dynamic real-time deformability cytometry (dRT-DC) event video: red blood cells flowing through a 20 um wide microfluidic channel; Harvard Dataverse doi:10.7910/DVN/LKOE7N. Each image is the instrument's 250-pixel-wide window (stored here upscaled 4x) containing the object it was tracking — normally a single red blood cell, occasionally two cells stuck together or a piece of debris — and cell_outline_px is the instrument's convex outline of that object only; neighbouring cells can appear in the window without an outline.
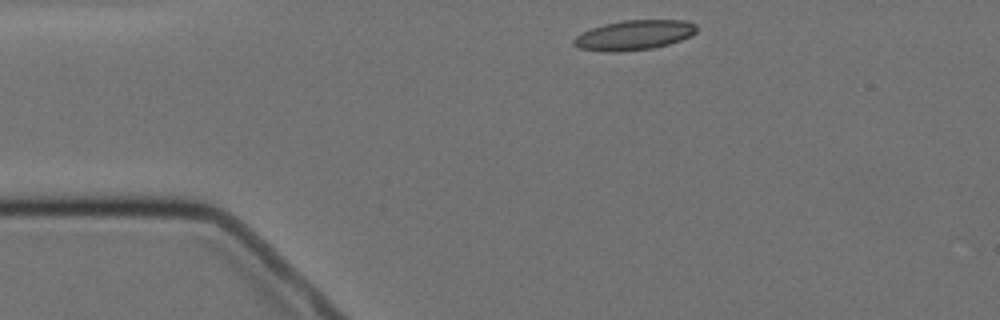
{"species": "Egyptian fruit bat (a non-hibernating species)", "species_latin": "Rousettus aegyptiacus", "temperature_condition": "cold", "stored_images_in_passage": 8, "camera_frame_rate_fps": 3000, "um_per_image_px": 0.085, "animal": {"sex": "female"}, "frame": {"image": 1, "passage_image": 1, "time_ms": 0.0, "image_size_px": [1000, 320], "cell_outline_px": [[696, 32], [680, 40], [668, 44], [652, 48], [616, 52], [608, 52], [580, 48], [572, 44], [572, 40], [576, 36], [592, 28], [604, 24], [624, 20], [684, 20], [696, 24]], "centroid_in_image_um": [53.88, 2.98], "position_along_channel_um": 31.1, "area_um2": 21.1}}
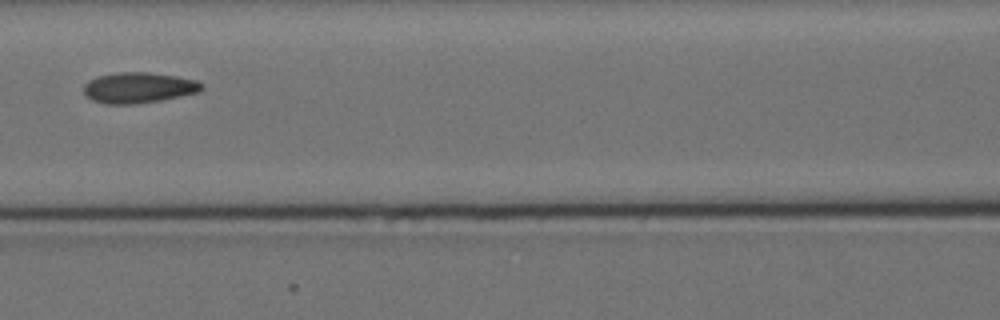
{"frame": {"image": 2, "passage_image": 5, "time_ms": 4.667, "image_size_px": [1000, 320], "cell_outline_px": [[204, 88], [200, 92], [160, 100], [136, 104], [104, 104], [92, 100], [84, 92], [84, 84], [88, 80], [100, 76], [120, 72], [148, 72], [176, 76], [196, 80], [204, 84]], "centroid_in_image_um": [11.81, 7.46], "position_along_channel_um": 154.8, "area_um2": 21.1}}
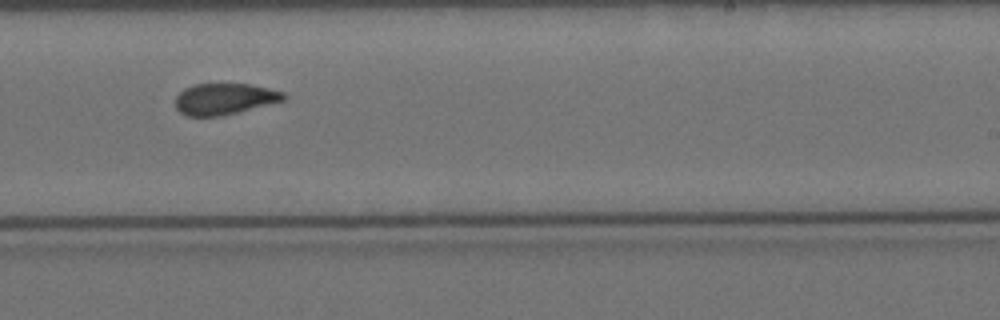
{"frame": {"image": 3, "passage_image": 8, "time_ms": 8.0, "image_size_px": [1000, 320], "cell_outline_px": [[288, 96], [284, 100], [220, 116], [184, 116], [176, 108], [176, 96], [184, 88], [196, 84], [248, 84], [268, 88], [284, 92]], "centroid_in_image_um": [19.06, 8.4], "position_along_channel_um": 269.9, "area_um2": 19.54}}